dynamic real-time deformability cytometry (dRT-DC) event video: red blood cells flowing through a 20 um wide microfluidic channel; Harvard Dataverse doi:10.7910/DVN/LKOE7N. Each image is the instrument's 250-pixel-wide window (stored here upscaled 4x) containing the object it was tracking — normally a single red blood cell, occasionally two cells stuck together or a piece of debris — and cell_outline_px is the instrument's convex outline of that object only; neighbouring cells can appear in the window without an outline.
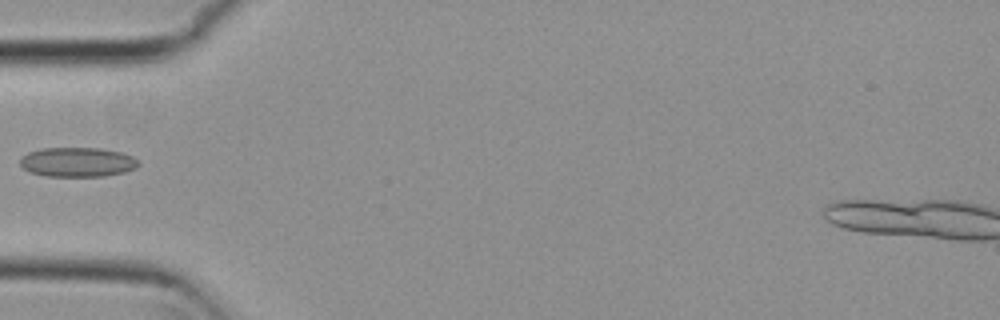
{"species": "common noctule bat (a hibernating species)", "species_latin": "Nyctalus noctula", "temperature_condition": "cold", "stored_images_in_passage": 7, "camera_frame_rate_fps": 3000, "um_per_image_px": 0.085, "animal": {"sex": "female", "body_mass_g": 29.2, "forearm_length_mm": 56.3}, "frame": {"image": 1, "passage_image": 6, "time_ms": 1.667, "image_size_px": [1000, 320], "cell_outline_px": [[140, 164], [136, 168], [124, 172], [104, 176], [44, 176], [28, 172], [20, 164], [20, 160], [28, 152], [44, 148], [100, 148], [120, 152], [132, 156]], "centroid_in_image_um": [6.58, 13.78], "position_along_channel_um": 78.4, "area_um2": 20.29}}
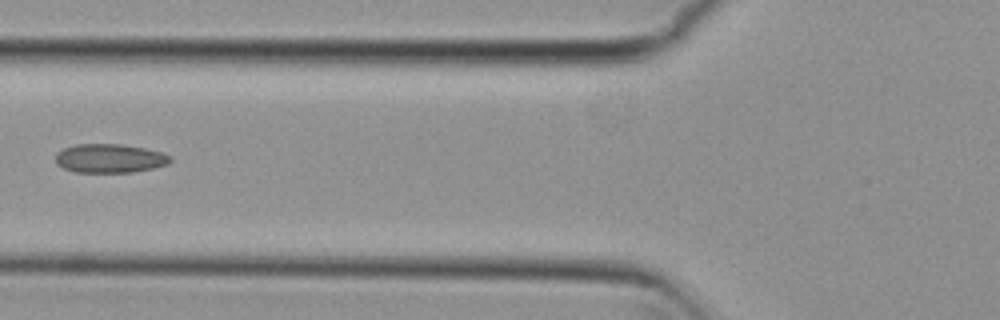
{"frame": {"image": 2, "passage_image": 7, "time_ms": 2.0, "image_size_px": [1000, 320], "cell_outline_px": [[172, 160], [168, 164], [152, 168], [132, 172], [76, 172], [64, 168], [56, 164], [56, 152], [64, 148], [76, 144], [120, 144], [144, 148], [160, 152], [172, 156]], "centroid_in_image_um": [9.32, 13.46], "position_along_channel_um": 116.5, "area_um2": 19.25}}